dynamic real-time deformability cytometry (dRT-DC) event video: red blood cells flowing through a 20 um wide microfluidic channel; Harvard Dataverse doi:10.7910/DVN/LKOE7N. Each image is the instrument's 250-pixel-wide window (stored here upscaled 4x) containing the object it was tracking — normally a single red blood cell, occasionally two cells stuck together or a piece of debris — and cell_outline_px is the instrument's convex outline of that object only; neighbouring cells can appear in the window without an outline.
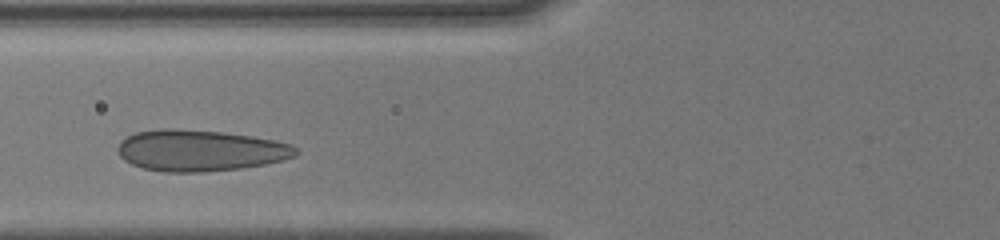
{"species": "human", "species_latin": "Homo sapiens", "temperature_condition": "cold", "stored_images_in_passage": 21, "camera_frame_rate_fps": 3000, "um_per_image_px": 0.085, "donor": {"sex": "male"}, "frame": {"image": 1, "passage_image": 9, "time_ms": 2.0, "image_size_px": [1000, 240], "cell_outline_px": [[300, 152], [296, 156], [284, 160], [264, 164], [240, 168], [204, 172], [164, 172], [144, 168], [132, 164], [124, 160], [120, 156], [116, 148], [120, 140], [136, 132], [160, 128], [176, 128], [224, 132], [252, 136], [276, 140], [292, 144]], "centroid_in_image_um": [17.02, 12.78], "position_along_channel_um": 108.8, "area_um2": 43.23}}
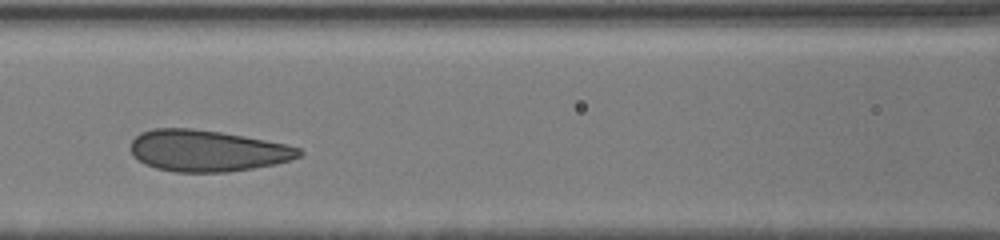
{"frame": {"image": 2, "passage_image": 13, "time_ms": 3.0, "image_size_px": [1000, 240], "cell_outline_px": [[304, 152], [300, 156], [292, 160], [276, 164], [252, 168], [224, 172], [176, 172], [156, 168], [144, 164], [132, 156], [128, 148], [132, 140], [140, 132], [152, 128], [192, 128], [220, 132], [244, 136], [284, 144], [300, 148]], "centroid_in_image_um": [17.56, 12.81], "position_along_channel_um": 149.0, "area_um2": 40.86}}
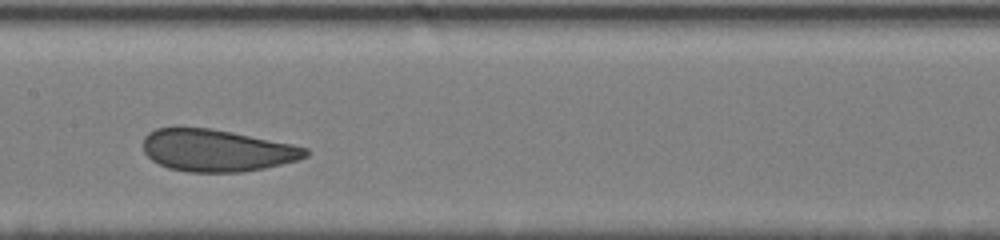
{"frame": {"image": 3, "passage_image": 17, "time_ms": 4.0, "image_size_px": [1000, 240], "cell_outline_px": [[308, 156], [296, 160], [264, 168], [240, 172], [188, 172], [168, 168], [152, 160], [144, 152], [144, 136], [148, 132], [156, 128], [176, 124], [212, 128], [292, 144], [308, 148]], "centroid_in_image_um": [18.35, 12.75], "position_along_channel_um": 189.0, "area_um2": 40.4}}